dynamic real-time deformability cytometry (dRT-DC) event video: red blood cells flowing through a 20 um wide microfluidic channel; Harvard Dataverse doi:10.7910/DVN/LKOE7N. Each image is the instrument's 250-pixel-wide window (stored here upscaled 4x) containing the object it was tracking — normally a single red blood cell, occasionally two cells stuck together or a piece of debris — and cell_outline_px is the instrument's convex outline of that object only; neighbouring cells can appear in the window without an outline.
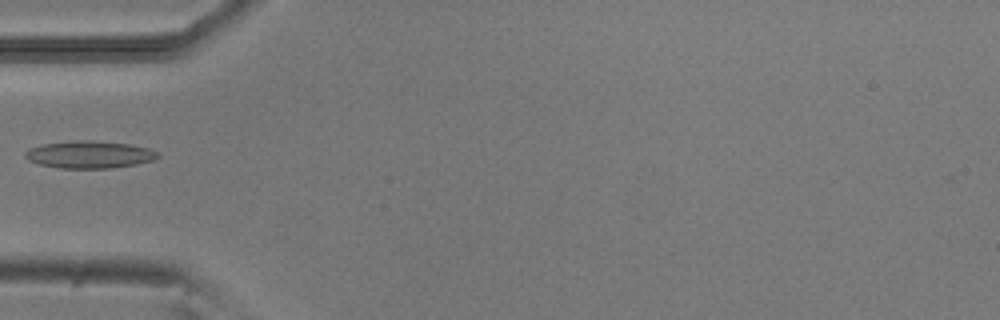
{"species": "common noctule bat (a hibernating species)", "species_latin": "Nyctalus noctula", "temperature_condition": "room temperature", "stored_images_in_passage": 2, "camera_frame_rate_fps": 3000, "um_per_image_px": 0.085, "animal": {"sex": "male", "body_mass_g": 20.5, "forearm_length_mm": 52.5}, "frame": {"image": 1, "passage_image": 2, "time_ms": 0.333, "image_size_px": [1000, 320], "cell_outline_px": [[160, 156], [152, 160], [136, 164], [112, 168], [60, 168], [40, 164], [28, 160], [24, 156], [24, 152], [28, 148], [44, 144], [76, 140], [92, 140], [128, 144], [148, 148], [160, 152]], "centroid_in_image_um": [7.6, 13.13], "position_along_channel_um": 77.4, "area_um2": 21.1}}